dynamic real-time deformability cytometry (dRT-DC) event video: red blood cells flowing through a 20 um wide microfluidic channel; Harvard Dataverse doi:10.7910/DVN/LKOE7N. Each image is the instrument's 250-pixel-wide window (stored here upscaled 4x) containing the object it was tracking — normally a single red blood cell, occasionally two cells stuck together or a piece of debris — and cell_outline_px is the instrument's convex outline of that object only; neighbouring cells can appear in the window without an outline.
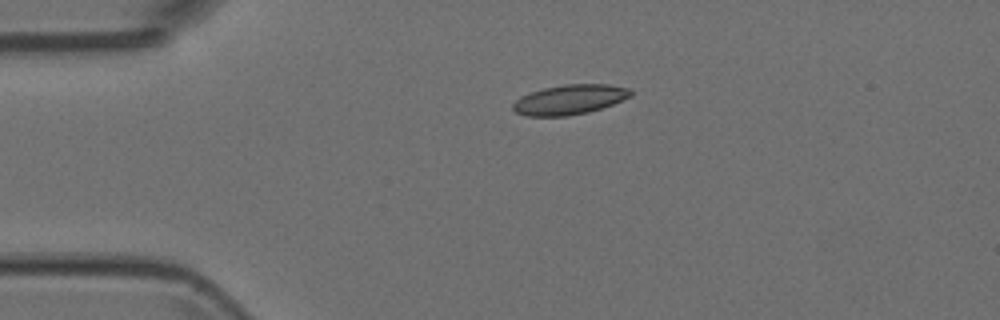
{"species": "Egyptian fruit bat (a non-hibernating species)", "species_latin": "Rousettus aegyptiacus", "temperature_condition": "room temperature", "stored_images_in_passage": 2, "camera_frame_rate_fps": 3000, "um_per_image_px": 0.085, "animal": {"sex": "female"}, "frame": {"image": 1, "passage_image": 1, "time_ms": 0.0, "image_size_px": [1000, 320], "cell_outline_px": [[632, 96], [612, 104], [588, 112], [568, 116], [524, 116], [516, 112], [512, 108], [512, 104], [520, 96], [544, 88], [564, 84], [608, 84], [628, 88], [632, 92]], "centroid_in_image_um": [48.4, 8.47], "position_along_channel_um": 36.6, "area_um2": 20.4}}